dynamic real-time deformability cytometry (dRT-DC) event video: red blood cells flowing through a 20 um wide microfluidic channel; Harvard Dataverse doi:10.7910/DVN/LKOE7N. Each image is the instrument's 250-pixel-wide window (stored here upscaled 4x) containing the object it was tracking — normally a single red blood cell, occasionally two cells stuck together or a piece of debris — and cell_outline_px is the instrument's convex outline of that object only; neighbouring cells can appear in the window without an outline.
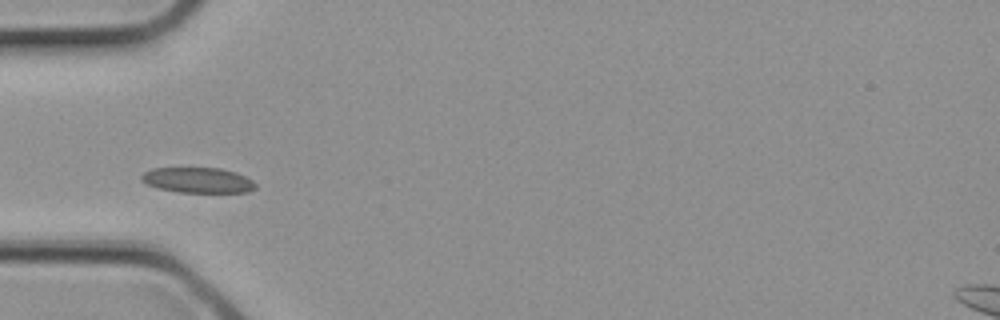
{"species": "common noctule bat (a hibernating species)", "species_latin": "Nyctalus noctula", "temperature_condition": "cold", "stored_images_in_passage": 1, "camera_frame_rate_fps": 3000, "um_per_image_px": 0.085, "animal": {"sex": "female", "body_mass_g": 21.9}, "frame": {"image": 1, "passage_image": 1, "time_ms": 0.0, "image_size_px": [1000, 320], "cell_outline_px": [[256, 188], [248, 192], [176, 192], [156, 188], [140, 180], [140, 176], [144, 172], [152, 168], [220, 168], [236, 172], [252, 180], [256, 184]], "centroid_in_image_um": [16.79, 15.31], "position_along_channel_um": 68.2, "area_um2": 16.94}}